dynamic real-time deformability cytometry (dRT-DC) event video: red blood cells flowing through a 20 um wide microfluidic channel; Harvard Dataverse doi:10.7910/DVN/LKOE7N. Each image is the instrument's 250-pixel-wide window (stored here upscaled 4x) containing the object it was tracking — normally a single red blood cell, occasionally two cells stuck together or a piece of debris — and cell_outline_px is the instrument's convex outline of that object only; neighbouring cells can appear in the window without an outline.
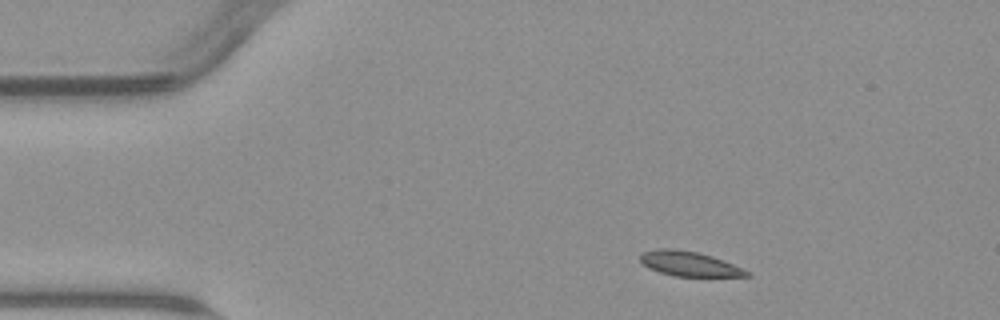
{"species": "common noctule bat (a hibernating species)", "species_latin": "Nyctalus noctula", "temperature_condition": "warm", "stored_images_in_passage": 3, "camera_frame_rate_fps": 3000, "um_per_image_px": 0.085, "animal": {"sex": "male", "body_mass_g": 23.1, "forearm_length_mm": 52.7}, "frame": {"image": 1, "passage_image": 1, "time_ms": 0.0, "image_size_px": [1000, 320], "cell_outline_px": [[752, 276], [676, 276], [660, 272], [648, 268], [640, 260], [640, 252], [656, 248], [672, 248], [696, 252], [712, 256], [752, 272]], "centroid_in_image_um": [58.56, 22.41], "position_along_channel_um": 26.4, "area_um2": 15.32}}